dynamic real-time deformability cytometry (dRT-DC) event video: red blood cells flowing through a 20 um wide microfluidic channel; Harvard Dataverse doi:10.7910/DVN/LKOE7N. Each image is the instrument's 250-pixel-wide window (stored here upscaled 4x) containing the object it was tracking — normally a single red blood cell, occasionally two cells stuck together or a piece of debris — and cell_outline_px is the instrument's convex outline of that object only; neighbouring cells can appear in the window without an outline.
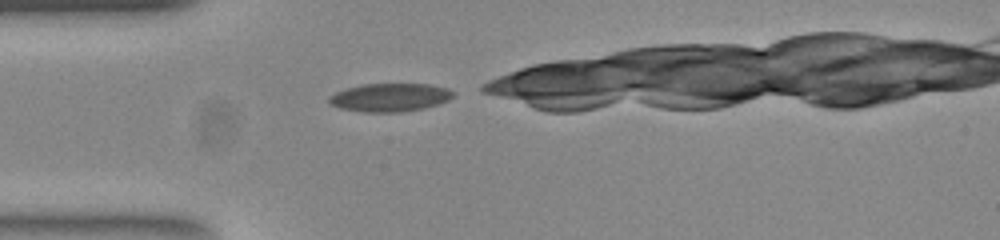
{"species": "common noctule bat (a hibernating species)", "species_latin": "Nyctalus noctula", "temperature_condition": "room temperature", "stored_images_in_passage": 28, "camera_frame_rate_fps": 3000, "um_per_image_px": 0.085, "animal": {"sex": "female", "body_mass_g": 23.0, "forearm_length_mm": 53.4}, "frame": {"image": 1, "passage_image": 1, "time_ms": 0.0, "image_size_px": [1000, 240], "cell_outline_px": [[456, 92], [448, 100], [424, 108], [400, 112], [364, 112], [340, 108], [332, 104], [328, 100], [328, 96], [336, 92], [348, 88], [364, 84], [428, 84], [448, 88]], "centroid_in_image_um": [33.15, 8.28], "position_along_channel_um": 51.8, "area_um2": 20.29}}
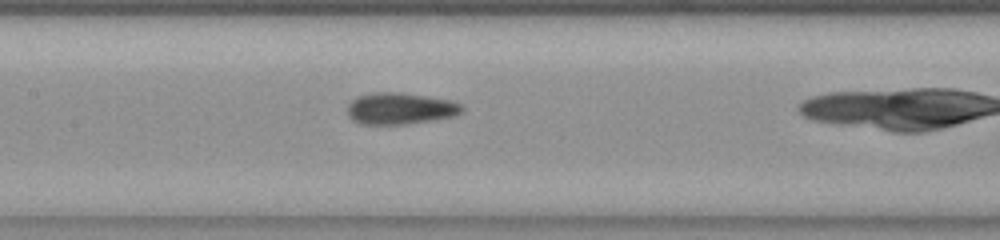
{"frame": {"image": 2, "passage_image": 11, "time_ms": 3.333, "image_size_px": [1000, 240], "cell_outline_px": [[464, 108], [456, 116], [432, 120], [404, 124], [360, 124], [352, 120], [348, 116], [348, 104], [352, 100], [360, 96], [372, 92], [400, 92], [448, 100], [460, 104]], "centroid_in_image_um": [33.98, 9.23], "position_along_channel_um": 173.4, "area_um2": 20.92}}
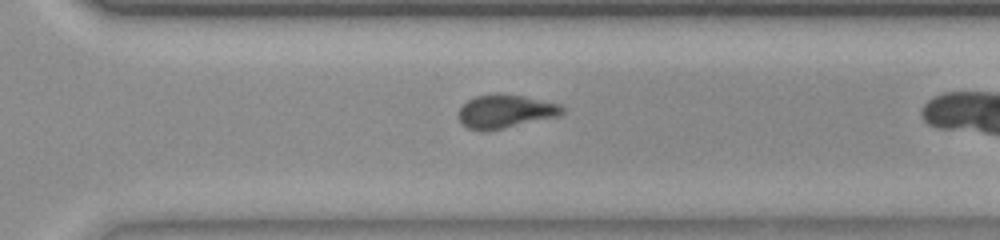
{"frame": {"image": 3, "passage_image": 23, "time_ms": 7.333, "image_size_px": [1000, 240], "cell_outline_px": [[564, 112], [560, 116], [504, 128], [484, 132], [468, 128], [460, 120], [460, 108], [468, 100], [476, 96], [524, 96], [560, 104], [564, 108]], "centroid_in_image_um": [43.01, 9.51], "position_along_channel_um": 327.6, "area_um2": 19.59}}